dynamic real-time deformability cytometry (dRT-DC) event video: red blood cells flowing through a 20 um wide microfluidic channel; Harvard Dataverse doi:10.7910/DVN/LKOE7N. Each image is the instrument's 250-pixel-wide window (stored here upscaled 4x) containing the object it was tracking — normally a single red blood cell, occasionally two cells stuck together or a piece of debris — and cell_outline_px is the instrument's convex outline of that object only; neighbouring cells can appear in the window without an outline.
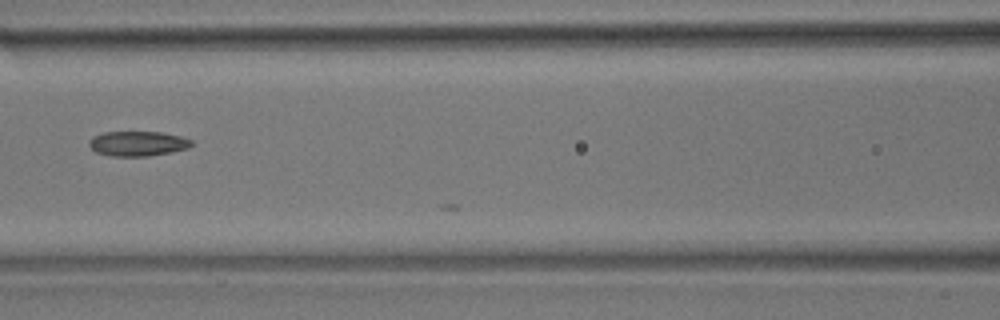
{"species": "common noctule bat (a hibernating species)", "species_latin": "Nyctalus noctula", "temperature_condition": "room temperature", "stored_images_in_passage": 7, "camera_frame_rate_fps": 3000, "um_per_image_px": 0.085, "animal": {"sex": "male", "body_mass_g": 17.9}, "frame": {"image": 1, "passage_image": 7, "time_ms": 2.0, "image_size_px": [1000, 320], "cell_outline_px": [[192, 144], [188, 148], [148, 156], [112, 156], [96, 152], [88, 144], [92, 136], [104, 132], [160, 132], [180, 136], [192, 140]], "centroid_in_image_um": [11.68, 12.2], "position_along_channel_um": 154.9, "area_um2": 14.68}}